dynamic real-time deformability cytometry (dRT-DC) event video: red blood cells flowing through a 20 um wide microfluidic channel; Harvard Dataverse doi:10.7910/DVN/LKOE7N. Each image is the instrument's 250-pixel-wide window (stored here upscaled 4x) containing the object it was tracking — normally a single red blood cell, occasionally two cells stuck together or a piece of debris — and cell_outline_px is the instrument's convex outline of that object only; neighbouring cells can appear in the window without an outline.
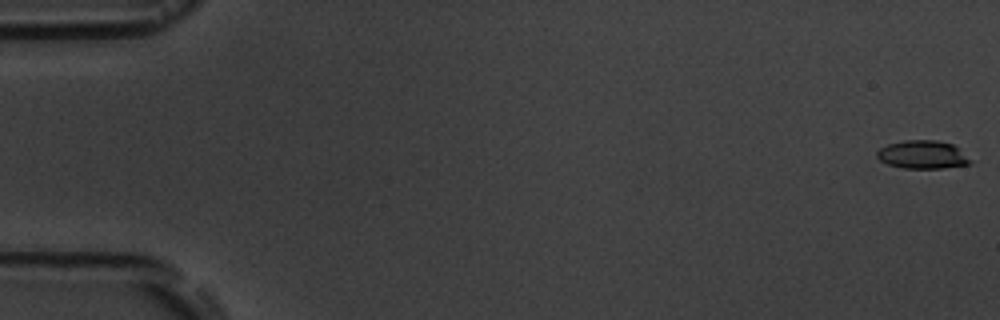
{"species": "common noctule bat (a hibernating species)", "species_latin": "Nyctalus noctula", "temperature_condition": "room temperature", "stored_images_in_passage": 8, "camera_frame_rate_fps": 3000, "um_per_image_px": 0.085, "animal": {"sex": "male", "body_mass_g": 19.5, "forearm_length_mm": 54.6}, "frame": {"image": 1, "passage_image": 1, "time_ms": 0.0, "image_size_px": [1000, 320], "cell_outline_px": [[972, 164], [944, 168], [904, 168], [888, 164], [880, 160], [876, 156], [876, 152], [880, 148], [888, 144], [904, 140], [936, 140], [952, 144], [972, 160]], "centroid_in_image_um": [78.42, 13.15], "position_along_channel_um": 6.6, "area_um2": 15.32}}
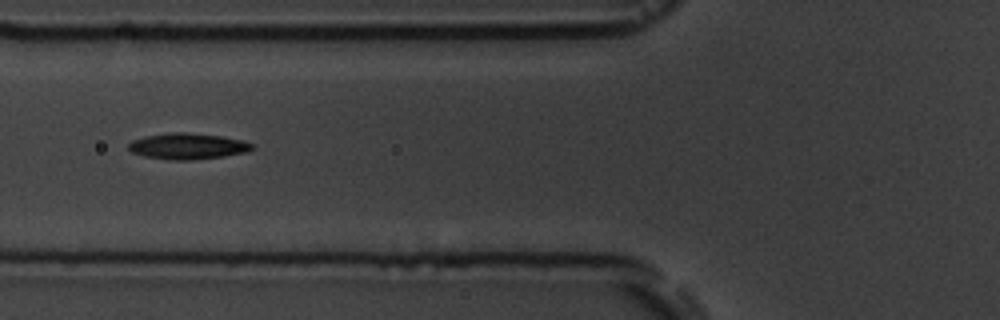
{"frame": {"image": 2, "passage_image": 7, "time_ms": 7.0, "image_size_px": [1000, 320], "cell_outline_px": [[256, 148], [248, 152], [224, 156], [192, 160], [172, 160], [144, 156], [132, 152], [128, 148], [128, 144], [132, 140], [144, 136], [172, 132], [184, 132], [220, 136], [244, 140], [252, 144]], "centroid_in_image_um": [15.97, 12.43], "position_along_channel_um": 109.8, "area_um2": 18.84}}
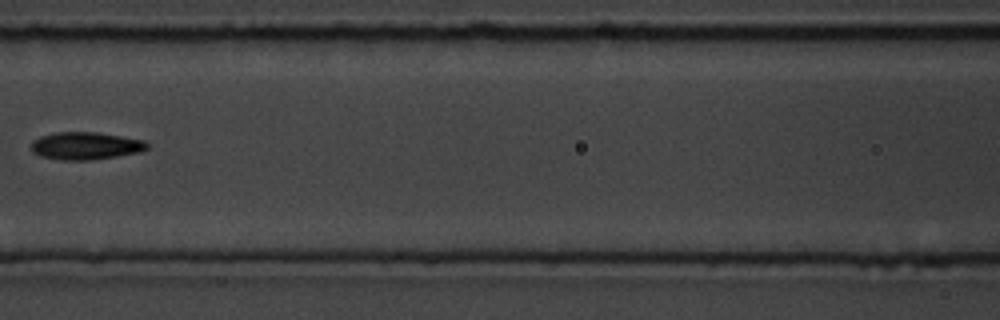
{"frame": {"image": 3, "passage_image": 8, "time_ms": 8.333, "image_size_px": [1000, 320], "cell_outline_px": [[148, 148], [140, 152], [116, 156], [88, 160], [64, 160], [40, 156], [32, 152], [32, 140], [40, 136], [56, 132], [96, 132], [144, 140], [148, 144]], "centroid_in_image_um": [7.26, 12.39], "position_along_channel_um": 159.3, "area_um2": 18.5}}